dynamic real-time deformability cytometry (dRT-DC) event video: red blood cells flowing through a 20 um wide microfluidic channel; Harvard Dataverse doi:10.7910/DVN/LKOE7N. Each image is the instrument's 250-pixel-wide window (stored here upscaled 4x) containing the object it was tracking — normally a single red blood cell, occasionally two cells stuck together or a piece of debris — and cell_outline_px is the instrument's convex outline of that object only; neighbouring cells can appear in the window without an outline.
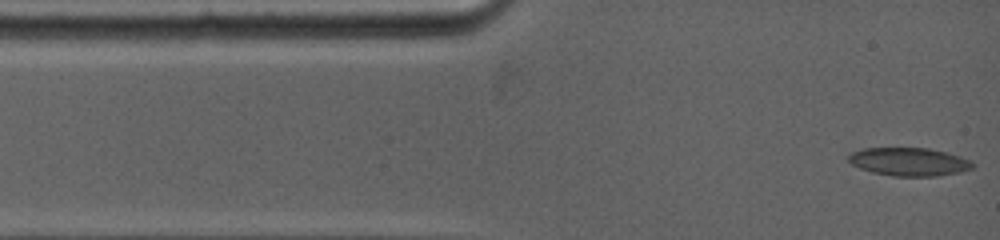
{"species": "common noctule bat (a hibernating species)", "species_latin": "Nyctalus noctula", "temperature_condition": "warm", "stored_images_in_passage": 89, "camera_frame_rate_fps": 5000, "um_per_image_px": 0.085, "animal": {"sex": "female", "body_mass_g": 19.0, "forearm_length_mm": 53.3}, "frame": {"image": 1, "passage_image": 1, "time_ms": 0.0, "image_size_px": [1000, 240], "cell_outline_px": [[972, 168], [960, 172], [936, 176], [892, 176], [872, 172], [860, 168], [852, 164], [848, 160], [848, 156], [852, 152], [864, 148], [928, 148], [948, 152], [960, 156], [968, 160], [972, 164]], "centroid_in_image_um": [77.25, 13.74], "position_along_channel_um": 7.8, "area_um2": 20.29}}
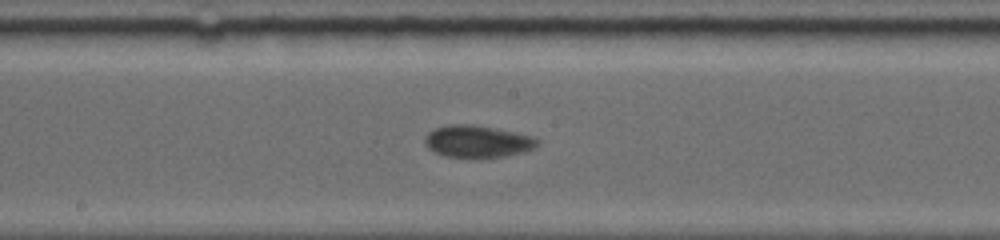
{"frame": {"image": 2, "passage_image": 34, "time_ms": 6.4, "image_size_px": [1000, 240], "cell_outline_px": [[540, 144], [536, 148], [524, 152], [504, 156], [444, 156], [428, 148], [424, 144], [424, 136], [428, 132], [436, 128], [452, 124], [472, 124], [532, 136]], "centroid_in_image_um": [40.56, 12.01], "position_along_channel_um": 207.6, "area_um2": 20.58}}
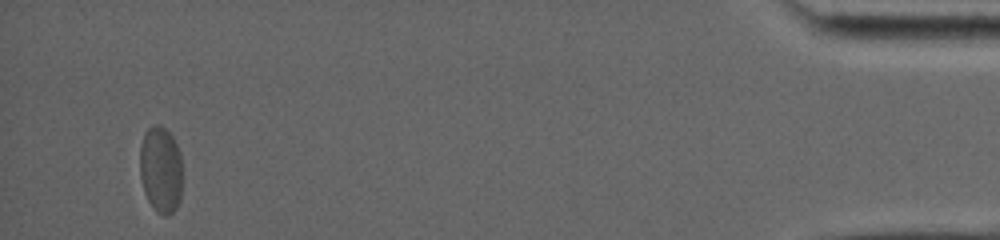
{"frame": {"image": 3, "passage_image": 79, "time_ms": 15.0, "image_size_px": [1000, 240], "cell_outline_px": [[180, 200], [176, 208], [168, 216], [164, 216], [156, 212], [148, 200], [144, 192], [140, 176], [140, 148], [144, 132], [148, 128], [156, 124], [160, 124], [172, 136], [180, 152]], "centroid_in_image_um": [13.64, 14.42], "position_along_channel_um": 421.6, "area_um2": 21.39}}